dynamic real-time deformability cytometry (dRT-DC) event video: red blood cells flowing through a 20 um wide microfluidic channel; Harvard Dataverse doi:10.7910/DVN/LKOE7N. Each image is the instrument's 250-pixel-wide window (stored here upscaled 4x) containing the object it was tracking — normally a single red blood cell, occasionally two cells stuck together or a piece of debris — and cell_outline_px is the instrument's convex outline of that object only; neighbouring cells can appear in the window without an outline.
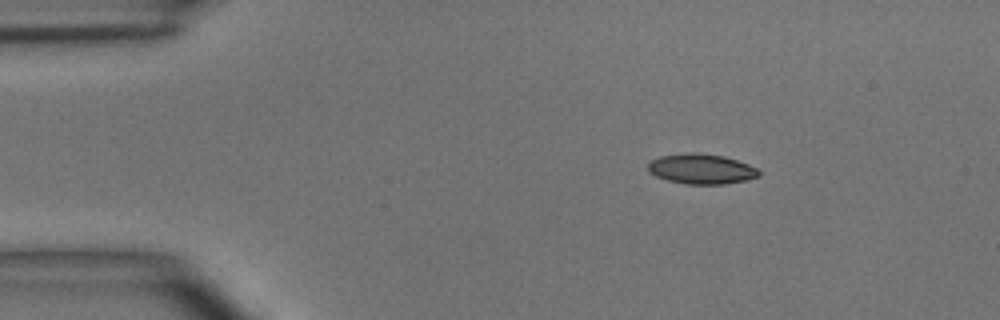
{"species": "common noctule bat (a hibernating species)", "species_latin": "Nyctalus noctula", "temperature_condition": "room temperature", "stored_images_in_passage": 3, "camera_frame_rate_fps": 3000, "um_per_image_px": 0.085, "animal": {"sex": "male", "body_mass_g": 15.6}, "frame": {"image": 1, "passage_image": 1, "time_ms": 0.0, "image_size_px": [1000, 320], "cell_outline_px": [[760, 176], [744, 180], [724, 184], [684, 184], [668, 180], [656, 176], [648, 172], [648, 164], [652, 160], [660, 156], [688, 152], [696, 152], [724, 156], [748, 164], [756, 168], [760, 172]], "centroid_in_image_um": [59.59, 14.35], "position_along_channel_um": 25.4, "area_um2": 19.42}}
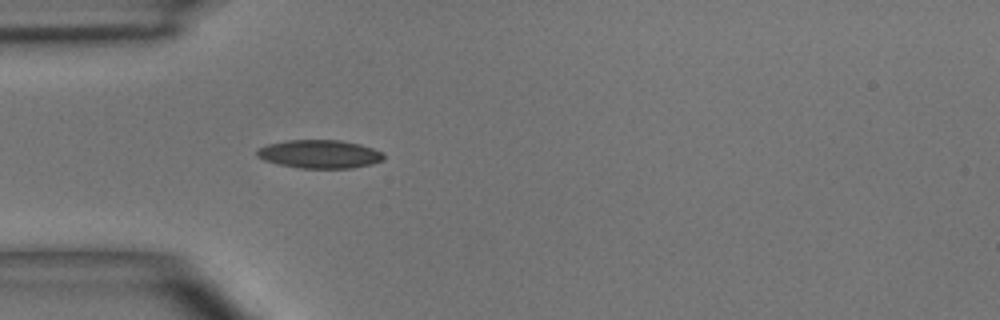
{"frame": {"image": 2, "passage_image": 3, "time_ms": 2.333, "image_size_px": [1000, 320], "cell_outline_px": [[384, 160], [372, 164], [352, 168], [300, 168], [280, 164], [264, 160], [256, 156], [256, 152], [260, 148], [268, 144], [288, 140], [340, 140], [360, 144], [384, 152]], "centroid_in_image_um": [27.2, 13.1], "position_along_channel_um": 57.8, "area_um2": 20.92}}